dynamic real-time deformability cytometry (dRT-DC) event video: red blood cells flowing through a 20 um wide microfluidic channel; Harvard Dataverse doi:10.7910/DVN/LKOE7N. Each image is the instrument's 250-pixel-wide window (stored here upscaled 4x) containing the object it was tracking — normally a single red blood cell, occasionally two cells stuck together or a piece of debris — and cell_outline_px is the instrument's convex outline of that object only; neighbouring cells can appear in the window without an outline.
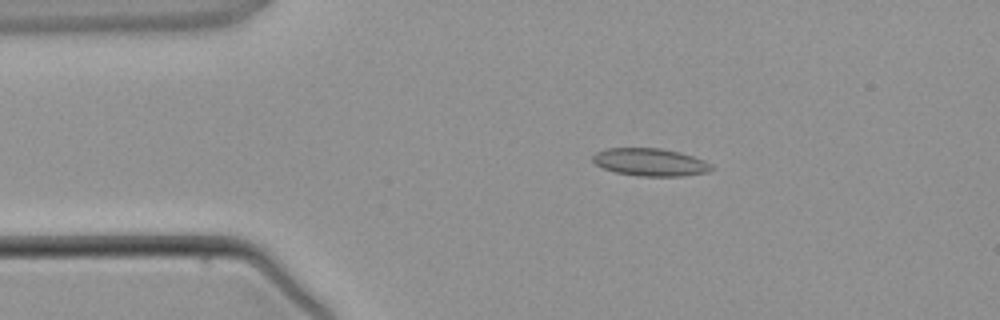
{"species": "common noctule bat (a hibernating species)", "species_latin": "Nyctalus noctula", "temperature_condition": "warm", "stored_images_in_passage": 3, "camera_frame_rate_fps": 3000, "um_per_image_px": 0.085, "animal": {"sex": "male", "body_mass_g": 21.5, "forearm_length_mm": 52.0}, "frame": {"image": 1, "passage_image": 2, "time_ms": 1.0, "image_size_px": [1000, 320], "cell_outline_px": [[716, 168], [708, 172], [684, 176], [640, 176], [616, 172], [604, 168], [596, 164], [592, 160], [592, 156], [596, 152], [608, 148], [660, 148], [680, 152], [704, 160], [712, 164]], "centroid_in_image_um": [55.31, 13.78], "position_along_channel_um": 29.7, "area_um2": 19.19}}